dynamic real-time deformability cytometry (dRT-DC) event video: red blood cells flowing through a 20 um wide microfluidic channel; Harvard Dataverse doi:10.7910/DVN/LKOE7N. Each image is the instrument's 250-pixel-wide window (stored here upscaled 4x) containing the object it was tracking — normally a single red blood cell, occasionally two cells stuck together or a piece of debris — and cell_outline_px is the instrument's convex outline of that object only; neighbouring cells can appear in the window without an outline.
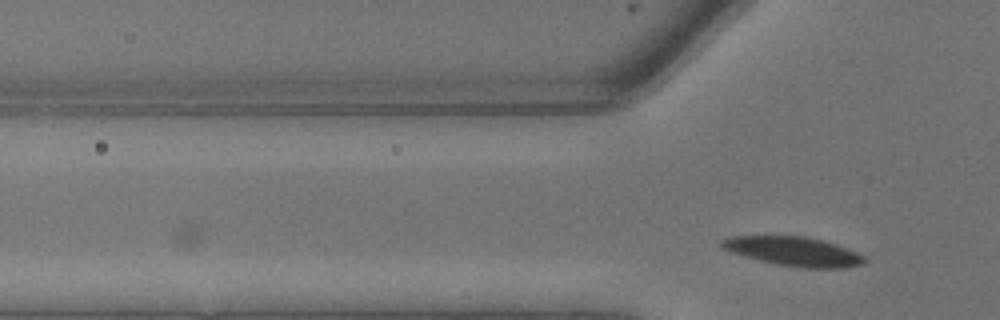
{"species": "common noctule bat (a hibernating species)", "species_latin": "Nyctalus noctula", "temperature_condition": "warm", "stored_images_in_passage": 3, "camera_frame_rate_fps": 3000, "um_per_image_px": 0.085, "animal": {"sex": "male", "body_mass_g": 13.3}, "frame": {"image": 1, "passage_image": 3, "time_ms": 0.667, "image_size_px": [1000, 320], "cell_outline_px": [[868, 260], [864, 264], [840, 268], [804, 268], [776, 264], [744, 256], [720, 248], [720, 240], [728, 236], [804, 236], [836, 244], [856, 252], [864, 256]], "centroid_in_image_um": [67.44, 21.37], "position_along_channel_um": 58.4, "area_um2": 24.22}}